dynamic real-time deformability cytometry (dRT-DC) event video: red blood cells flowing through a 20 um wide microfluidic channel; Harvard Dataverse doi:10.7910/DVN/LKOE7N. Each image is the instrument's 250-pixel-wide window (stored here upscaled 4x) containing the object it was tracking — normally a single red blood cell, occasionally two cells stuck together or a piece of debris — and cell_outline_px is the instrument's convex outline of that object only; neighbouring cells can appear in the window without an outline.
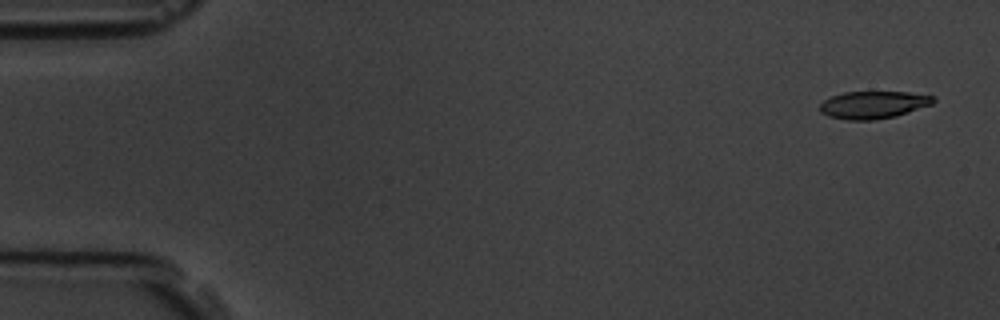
{"species": "common noctule bat (a hibernating species)", "species_latin": "Nyctalus noctula", "temperature_condition": "room temperature", "stored_images_in_passage": 5, "camera_frame_rate_fps": 3000, "um_per_image_px": 0.085, "animal": {"sex": "male", "body_mass_g": 19.5, "forearm_length_mm": 54.6}, "frame": {"image": 1, "passage_image": 1, "time_ms": 0.0, "image_size_px": [1000, 320], "cell_outline_px": [[936, 100], [932, 104], [896, 116], [872, 120], [848, 120], [828, 116], [820, 112], [820, 104], [824, 100], [832, 96], [844, 92], [908, 92], [936, 96]], "centroid_in_image_um": [74.24, 8.9], "position_along_channel_um": 10.8, "area_um2": 18.15}}
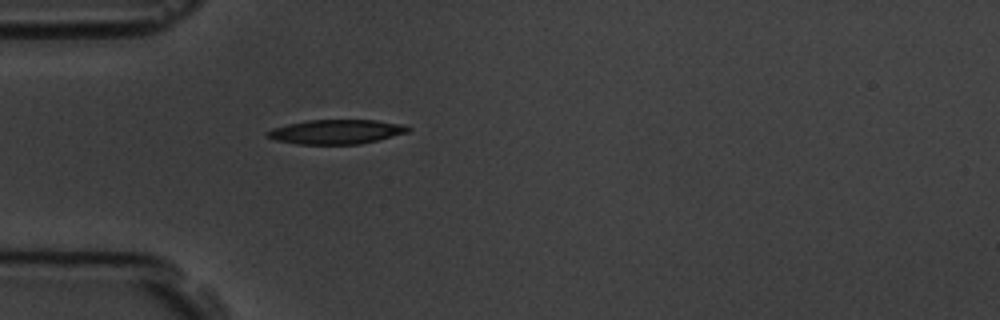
{"frame": {"image": 2, "passage_image": 5, "time_ms": 4.667, "image_size_px": [1000, 320], "cell_outline_px": [[412, 128], [408, 132], [360, 144], [296, 144], [276, 140], [268, 136], [264, 132], [272, 128], [288, 124], [308, 120], [376, 120], [408, 124]], "centroid_in_image_um": [28.61, 11.19], "position_along_channel_um": 56.4, "area_um2": 20.06}}